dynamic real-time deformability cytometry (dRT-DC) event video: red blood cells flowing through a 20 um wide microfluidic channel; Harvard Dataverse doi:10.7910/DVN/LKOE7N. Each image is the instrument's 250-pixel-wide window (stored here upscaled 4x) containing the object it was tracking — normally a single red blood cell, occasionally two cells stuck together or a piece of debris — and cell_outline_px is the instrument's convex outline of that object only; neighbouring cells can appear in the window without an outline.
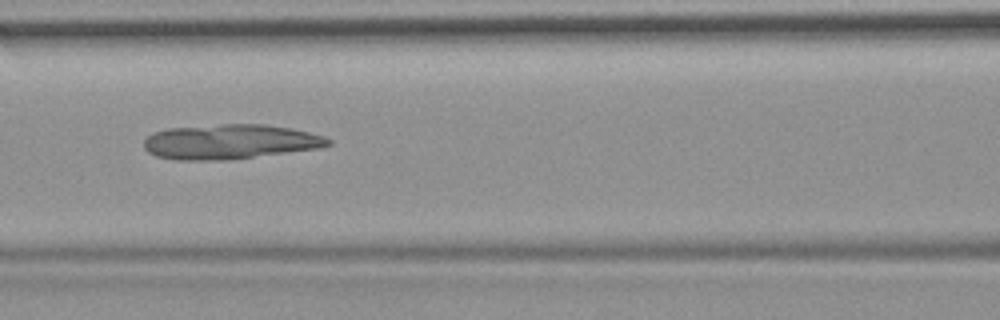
{"species": "common noctule bat (a hibernating species)", "species_latin": "Nyctalus noctula", "temperature_condition": "room temperature", "stored_images_in_passage": 54, "camera_frame_rate_fps": 3000, "um_per_image_px": 0.085, "animal": {"sex": "female", "body_mass_g": 19.9}, "frame": {"image": 1, "passage_image": 24, "time_ms": 7.667, "image_size_px": [1000, 320], "cell_outline_px": [[332, 144], [320, 148], [228, 160], [176, 160], [156, 156], [148, 152], [144, 148], [144, 140], [148, 136], [156, 132], [168, 128], [224, 124], [264, 124], [292, 128], [324, 136], [332, 140]], "centroid_in_image_um": [19.57, 12.05], "position_along_channel_um": 147.0, "area_um2": 37.4}}